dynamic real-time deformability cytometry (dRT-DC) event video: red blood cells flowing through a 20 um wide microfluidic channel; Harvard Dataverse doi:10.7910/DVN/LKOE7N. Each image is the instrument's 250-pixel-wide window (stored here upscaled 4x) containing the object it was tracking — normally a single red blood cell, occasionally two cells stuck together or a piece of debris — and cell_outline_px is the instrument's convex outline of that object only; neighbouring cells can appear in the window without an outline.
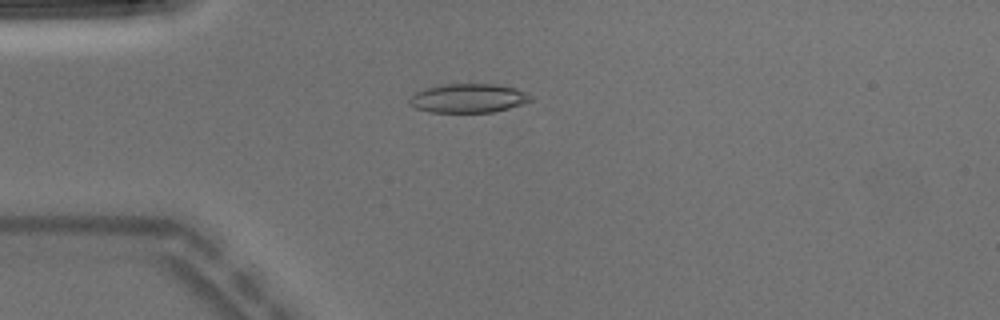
{"species": "Egyptian fruit bat (a non-hibernating species)", "species_latin": "Rousettus aegyptiacus", "temperature_condition": "warm", "stored_images_in_passage": 3, "camera_frame_rate_fps": 3000, "um_per_image_px": 0.085, "animal": {"sex": "male"}, "frame": {"image": 1, "passage_image": 3, "time_ms": 0.667, "image_size_px": [1000, 320], "cell_outline_px": [[536, 96], [532, 100], [508, 108], [492, 112], [428, 112], [416, 108], [408, 104], [408, 96], [416, 92], [440, 84], [496, 84], [516, 88]], "centroid_in_image_um": [39.8, 8.34], "position_along_channel_um": 45.2, "area_um2": 20.63}}